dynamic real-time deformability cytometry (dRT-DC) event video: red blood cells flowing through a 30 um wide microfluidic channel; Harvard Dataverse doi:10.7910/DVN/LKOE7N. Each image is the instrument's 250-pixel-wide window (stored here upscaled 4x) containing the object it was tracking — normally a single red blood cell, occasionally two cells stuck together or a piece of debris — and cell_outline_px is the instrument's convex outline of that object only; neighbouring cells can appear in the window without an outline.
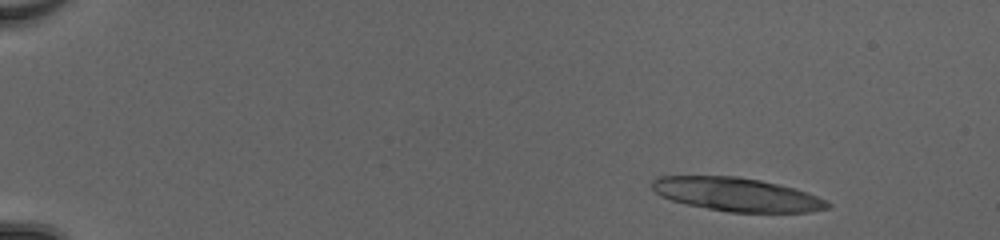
{"species": "common noctule bat (a hibernating species)", "species_latin": "Nyctalus noctula", "temperature_condition": "cold", "stored_images_in_passage": 13, "camera_frame_rate_fps": 3000, "um_per_image_px": 0.085, "animal": {"sex": "female", "body_mass_g": 20.0, "forearm_length_mm": 54.0}, "frame": {"image": 1, "passage_image": 1, "time_ms": 0.0, "image_size_px": [1000, 240], "cell_outline_px": [[832, 204], [828, 208], [808, 212], [728, 212], [688, 204], [672, 200], [660, 196], [652, 188], [652, 180], [660, 176], [736, 176], [760, 180], [796, 188], [808, 192]], "centroid_in_image_um": [62.63, 16.52], "position_along_channel_um": 22.4, "area_um2": 34.1}}